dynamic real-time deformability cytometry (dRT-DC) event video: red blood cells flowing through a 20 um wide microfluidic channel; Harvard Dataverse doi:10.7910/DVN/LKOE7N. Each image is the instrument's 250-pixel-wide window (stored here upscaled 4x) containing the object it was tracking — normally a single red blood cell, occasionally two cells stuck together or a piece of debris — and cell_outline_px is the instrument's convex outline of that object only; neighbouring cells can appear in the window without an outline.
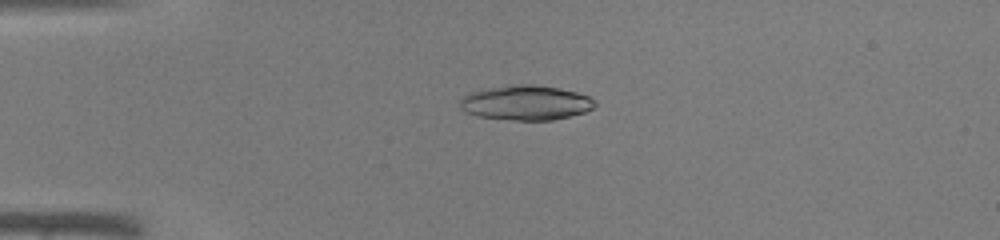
{"species": "common noctule bat (a hibernating species)", "species_latin": "Nyctalus noctula", "temperature_condition": "warm", "stored_images_in_passage": 34, "camera_frame_rate_fps": 3000, "um_per_image_px": 0.085, "animal": {"sex": "male", "body_mass_g": 19.0, "forearm_length_mm": 50.8}, "frame": {"image": 1, "passage_image": 1, "time_ms": 0.0, "image_size_px": [1000, 240], "cell_outline_px": [[596, 104], [592, 108], [584, 112], [552, 120], [516, 120], [480, 116], [464, 112], [460, 108], [460, 100], [464, 96], [472, 92], [488, 88], [512, 84], [532, 84], [560, 88], [576, 92], [588, 96], [596, 100]], "centroid_in_image_um": [44.7, 8.72], "position_along_channel_um": 40.3, "area_um2": 27.17}}
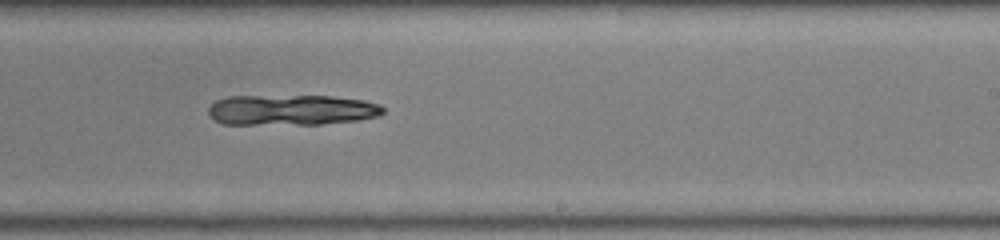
{"frame": {"image": 2, "passage_image": 18, "time_ms": 5.667, "image_size_px": [1000, 240], "cell_outline_px": [[384, 112], [380, 116], [360, 120], [320, 124], [224, 124], [212, 120], [208, 116], [208, 108], [216, 100], [228, 96], [332, 96], [364, 100], [380, 104], [384, 108]], "centroid_in_image_um": [24.77, 9.35], "position_along_channel_um": 264.2, "area_um2": 31.44}}
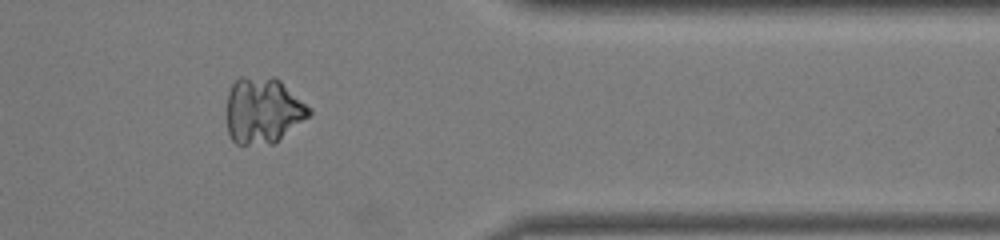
{"frame": {"image": 3, "passage_image": 27, "time_ms": 8.667, "image_size_px": [1000, 240], "cell_outline_px": [[312, 112], [308, 116], [272, 144], [236, 144], [232, 140], [228, 132], [228, 92], [232, 84], [240, 76], [276, 76], [312, 108]], "centroid_in_image_um": [22.36, 9.35], "position_along_channel_um": 389.0, "area_um2": 31.73}}